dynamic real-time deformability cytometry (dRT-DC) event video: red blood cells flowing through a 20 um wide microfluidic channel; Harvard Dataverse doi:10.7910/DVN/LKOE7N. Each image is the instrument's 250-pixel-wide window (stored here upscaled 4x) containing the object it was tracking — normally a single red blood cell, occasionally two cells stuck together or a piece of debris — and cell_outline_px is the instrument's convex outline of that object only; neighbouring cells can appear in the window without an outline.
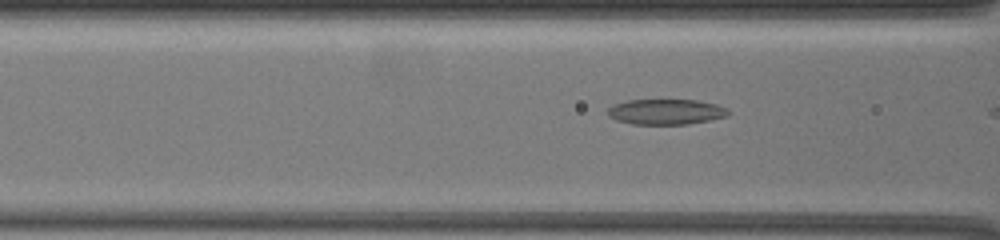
{"species": "common noctule bat (a hibernating species)", "species_latin": "Nyctalus noctula", "temperature_condition": "warm", "stored_images_in_passage": 10, "camera_frame_rate_fps": 3000, "um_per_image_px": 0.085, "animal": {"sex": "female", "body_mass_g": 19.5, "forearm_length_mm": 54.1}, "frame": {"image": 1, "passage_image": 7, "time_ms": 1.333, "image_size_px": [1000, 240], "cell_outline_px": [[732, 112], [728, 116], [688, 124], [632, 124], [616, 120], [608, 116], [608, 108], [616, 104], [628, 100], [696, 100], [716, 104]], "centroid_in_image_um": [56.61, 9.5], "position_along_channel_um": 110.0, "area_um2": 17.74}}